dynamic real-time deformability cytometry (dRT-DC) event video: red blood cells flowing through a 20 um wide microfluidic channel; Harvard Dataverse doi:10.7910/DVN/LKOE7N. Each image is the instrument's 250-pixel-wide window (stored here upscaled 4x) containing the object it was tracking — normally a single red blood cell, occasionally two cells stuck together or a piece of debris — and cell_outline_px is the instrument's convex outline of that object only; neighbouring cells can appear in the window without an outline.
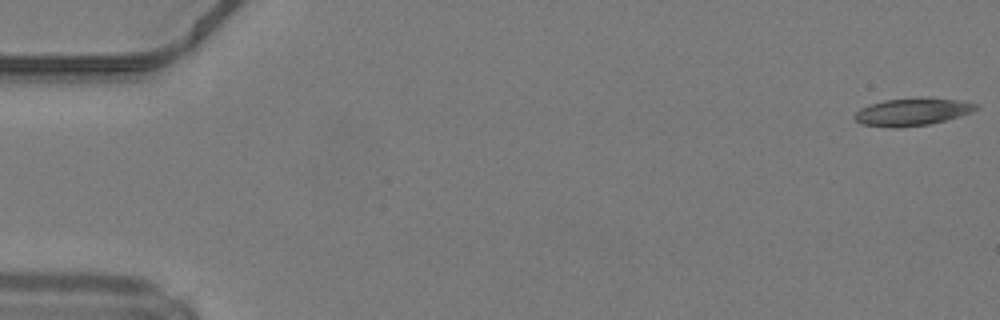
{"species": "common noctule bat (a hibernating species)", "species_latin": "Nyctalus noctula", "temperature_condition": "warm", "stored_images_in_passage": 49, "camera_frame_rate_fps": 3000, "um_per_image_px": 0.085, "animal": {"sex": "male", "body_mass_g": 19.2, "forearm_length_mm": 51.8}, "frame": {"image": 1, "passage_image": 1, "time_ms": 0.0, "image_size_px": [1000, 320], "cell_outline_px": [[980, 108], [972, 112], [960, 116], [928, 124], [896, 128], [892, 128], [860, 124], [852, 116], [860, 108], [868, 104], [884, 100], [964, 100], [980, 104]], "centroid_in_image_um": [77.52, 9.54], "position_along_channel_um": 7.5, "area_um2": 18.9}}
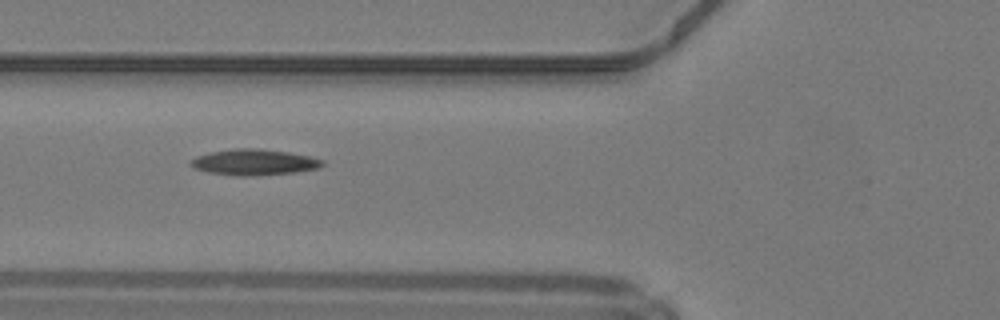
{"frame": {"image": 2, "passage_image": 19, "time_ms": 6.0, "image_size_px": [1000, 320], "cell_outline_px": [[324, 164], [320, 168], [296, 172], [256, 176], [236, 176], [208, 172], [192, 168], [188, 164], [196, 156], [212, 152], [232, 148], [260, 148], [288, 152], [308, 156], [324, 160]], "centroid_in_image_um": [21.59, 13.79], "position_along_channel_um": 104.2, "area_um2": 20.11}}
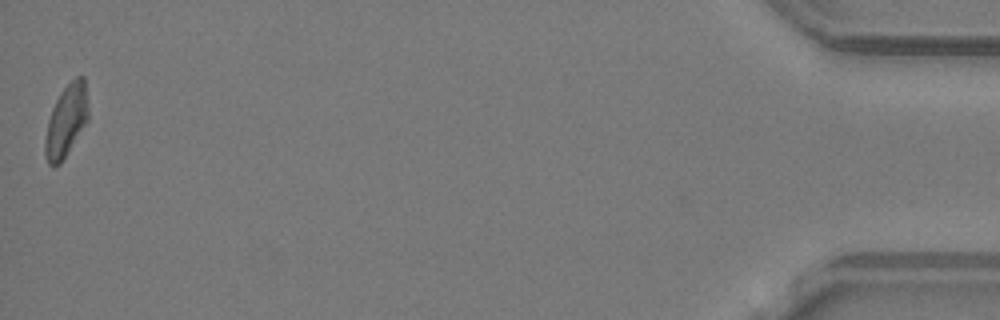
{"frame": {"image": 3, "passage_image": 49, "time_ms": 16.0, "image_size_px": [1000, 320], "cell_outline_px": [[88, 120], [68, 152], [60, 164], [52, 168], [48, 164], [44, 156], [44, 140], [48, 120], [52, 108], [60, 92], [76, 76], [84, 76], [88, 108]], "centroid_in_image_um": [5.6, 10.3], "position_along_channel_um": 429.6, "area_um2": 18.21}, "authors_computed_cell_mechanics": {"area_um2": 19.074, "velocity_mm_per_s": 4.248, "shape_relaxation_time_tau1_ms": null, "shape_relaxation_time_tau2_ms": 3.8042, "deformation_change_tau1": null, "deformation_change_tau2": 0.126}}